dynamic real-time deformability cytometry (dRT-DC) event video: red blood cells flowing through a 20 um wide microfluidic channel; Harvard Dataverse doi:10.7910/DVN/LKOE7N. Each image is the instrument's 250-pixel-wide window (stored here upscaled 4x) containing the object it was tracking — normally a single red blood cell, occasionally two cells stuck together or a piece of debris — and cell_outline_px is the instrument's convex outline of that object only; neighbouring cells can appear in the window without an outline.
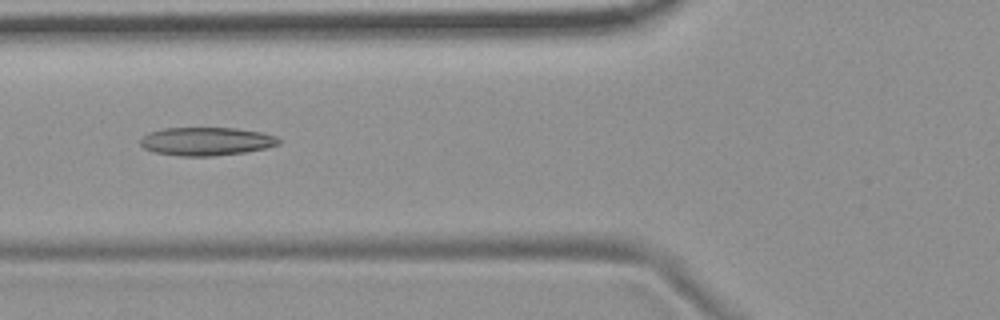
{"species": "common noctule bat (a hibernating species)", "species_latin": "Nyctalus noctula", "temperature_condition": "room temperature", "stored_images_in_passage": 39, "camera_frame_rate_fps": 3000, "um_per_image_px": 0.085, "animal": {"sex": "female", "body_mass_g": 19.9}, "frame": {"image": 1, "passage_image": 6, "time_ms": 1.667, "image_size_px": [1000, 320], "cell_outline_px": [[280, 144], [264, 148], [244, 152], [212, 156], [180, 156], [152, 152], [144, 148], [140, 144], [140, 140], [148, 132], [164, 128], [236, 128], [264, 132], [276, 136], [280, 140]], "centroid_in_image_um": [17.53, 12.01], "position_along_channel_um": 108.3, "area_um2": 22.89}, "authors_computed_cell_mechanics": {"area_um2": 21.9062, "velocity_mm_per_s": 3.7152, "shape_relaxation_time_tau1_ms": null, "shape_relaxation_time_tau2_ms": 3.527, "deformation_change_tau1": null, "deformation_change_tau2": 0.1317}}